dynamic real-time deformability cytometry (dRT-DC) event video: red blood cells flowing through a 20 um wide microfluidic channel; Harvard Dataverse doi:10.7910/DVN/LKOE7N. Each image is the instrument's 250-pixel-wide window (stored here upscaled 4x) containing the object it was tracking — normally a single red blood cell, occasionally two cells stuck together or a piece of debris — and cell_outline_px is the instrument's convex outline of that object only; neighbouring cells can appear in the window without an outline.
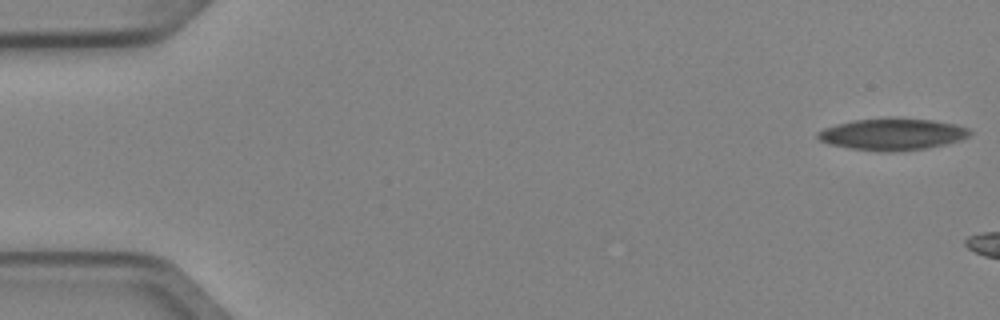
{"species": "Egyptian fruit bat (a non-hibernating species)", "species_latin": "Rousettus aegyptiacus", "temperature_condition": "cold", "stored_images_in_passage": 4, "camera_frame_rate_fps": 3000, "um_per_image_px": 0.085, "animal": {"sex": "female"}, "frame": {"image": 1, "passage_image": 1, "time_ms": 0.0, "image_size_px": [1000, 320], "cell_outline_px": [[972, 136], [960, 140], [928, 148], [888, 152], [880, 152], [852, 148], [832, 144], [820, 140], [816, 136], [816, 132], [824, 128], [836, 124], [856, 120], [888, 116], [892, 116], [932, 120], [956, 124], [968, 128], [972, 132]], "centroid_in_image_um": [75.89, 11.38], "position_along_channel_um": 9.1, "area_um2": 28.5}}